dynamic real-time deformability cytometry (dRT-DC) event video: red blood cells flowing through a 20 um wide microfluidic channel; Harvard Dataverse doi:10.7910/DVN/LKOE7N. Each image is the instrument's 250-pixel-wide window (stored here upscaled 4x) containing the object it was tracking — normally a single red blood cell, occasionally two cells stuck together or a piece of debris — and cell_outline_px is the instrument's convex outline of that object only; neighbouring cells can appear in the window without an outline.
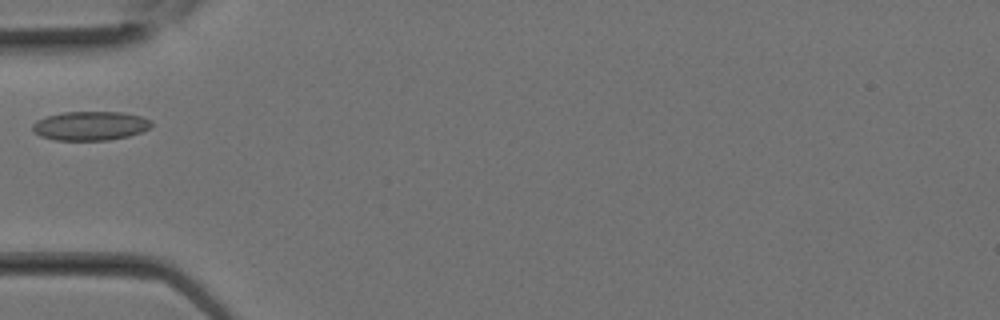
{"species": "Egyptian fruit bat (a non-hibernating species)", "species_latin": "Rousettus aegyptiacus", "temperature_condition": "room temperature", "stored_images_in_passage": 10, "camera_frame_rate_fps": 3000, "um_per_image_px": 0.085, "animal": {"sex": "female"}, "frame": {"image": 1, "passage_image": 6, "time_ms": 1.667, "image_size_px": [1000, 320], "cell_outline_px": [[152, 124], [148, 128], [140, 132], [128, 136], [108, 140], [56, 140], [40, 136], [32, 128], [32, 124], [36, 120], [44, 116], [64, 112], [124, 112], [140, 116], [152, 120]], "centroid_in_image_um": [7.66, 10.68], "position_along_channel_um": 77.3, "area_um2": 20.11}}
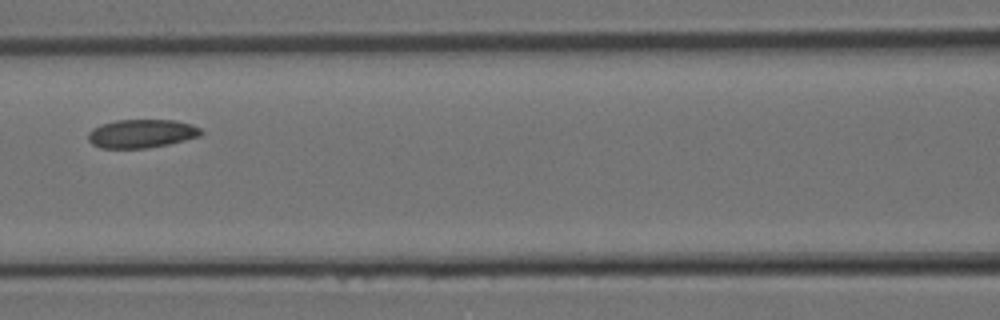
{"frame": {"image": 2, "passage_image": 9, "time_ms": 2.667, "image_size_px": [1000, 320], "cell_outline_px": [[204, 132], [200, 136], [168, 144], [148, 148], [100, 148], [92, 144], [88, 140], [88, 132], [92, 128], [100, 124], [116, 120], [176, 120], [192, 124], [200, 128]], "centroid_in_image_um": [12.02, 11.35], "position_along_channel_um": 154.6, "area_um2": 18.9}}